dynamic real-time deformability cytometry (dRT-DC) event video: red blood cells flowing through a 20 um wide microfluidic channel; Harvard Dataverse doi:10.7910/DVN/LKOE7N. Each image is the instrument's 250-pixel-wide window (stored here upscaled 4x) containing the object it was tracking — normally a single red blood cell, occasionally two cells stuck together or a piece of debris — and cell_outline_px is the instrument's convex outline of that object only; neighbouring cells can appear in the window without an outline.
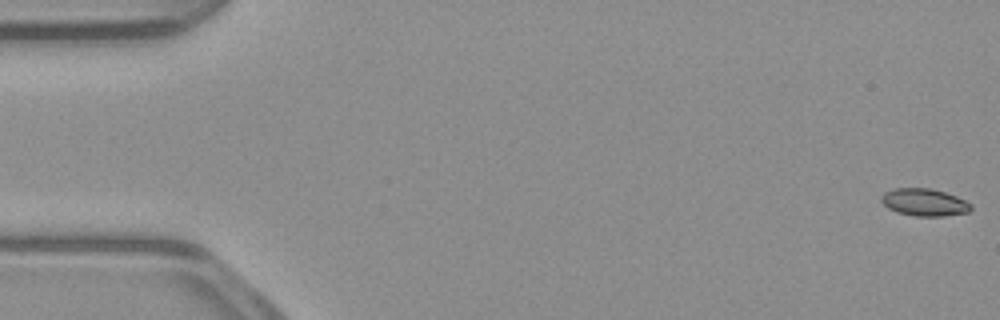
{"species": "common noctule bat (a hibernating species)", "species_latin": "Nyctalus noctula", "temperature_condition": "warm", "stored_images_in_passage": 53, "camera_frame_rate_fps": 3000, "um_per_image_px": 0.085, "animal": {"sex": "male", "body_mass_g": 23.1, "forearm_length_mm": 52.7}, "frame": {"image": 1, "passage_image": 1, "time_ms": 0.0, "image_size_px": [1000, 320], "cell_outline_px": [[972, 208], [968, 212], [944, 216], [916, 216], [896, 212], [888, 208], [880, 200], [880, 196], [884, 192], [896, 188], [928, 188], [944, 192], [956, 196], [972, 204]], "centroid_in_image_um": [78.55, 17.2], "position_along_channel_um": 6.4, "area_um2": 14.28}}
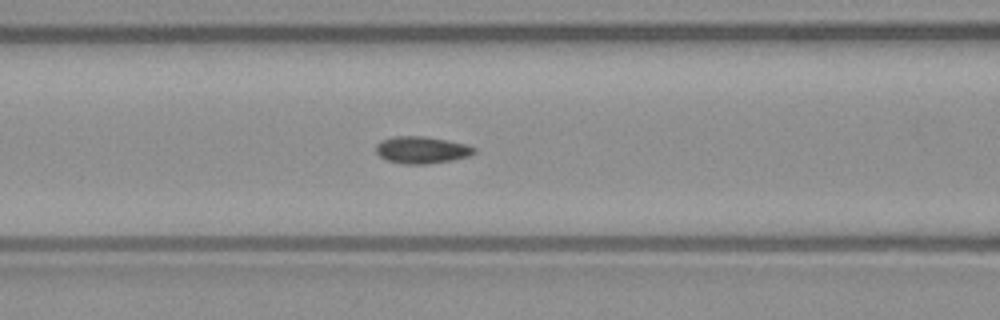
{"frame": {"image": 2, "passage_image": 22, "time_ms": 7.0, "image_size_px": [1000, 320], "cell_outline_px": [[476, 152], [468, 156], [452, 160], [428, 164], [404, 164], [384, 160], [376, 152], [376, 144], [380, 140], [392, 136], [424, 136], [448, 140], [468, 144], [476, 148]], "centroid_in_image_um": [35.83, 12.74], "position_along_channel_um": 130.8, "area_um2": 15.72}}
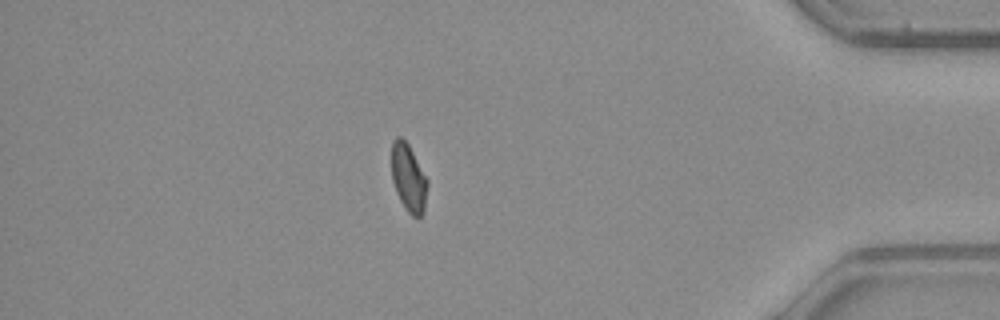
{"frame": {"image": 3, "passage_image": 46, "time_ms": 15.0, "image_size_px": [1000, 320], "cell_outline_px": [[428, 184], [424, 212], [420, 216], [412, 216], [404, 208], [396, 192], [392, 180], [392, 140], [396, 136], [400, 136], [408, 144], [428, 180]], "centroid_in_image_um": [34.72, 15.13], "position_along_channel_um": 400.5, "area_um2": 14.16}, "authors_computed_cell_mechanics": {"area_um2": 14.739, "velocity_mm_per_s": 3.9236, "shape_relaxation_time_tau1_ms": null, "shape_relaxation_time_tau2_ms": 2.4667, "deformation_change_tau1": null, "deformation_change_tau2": 0.0546}}